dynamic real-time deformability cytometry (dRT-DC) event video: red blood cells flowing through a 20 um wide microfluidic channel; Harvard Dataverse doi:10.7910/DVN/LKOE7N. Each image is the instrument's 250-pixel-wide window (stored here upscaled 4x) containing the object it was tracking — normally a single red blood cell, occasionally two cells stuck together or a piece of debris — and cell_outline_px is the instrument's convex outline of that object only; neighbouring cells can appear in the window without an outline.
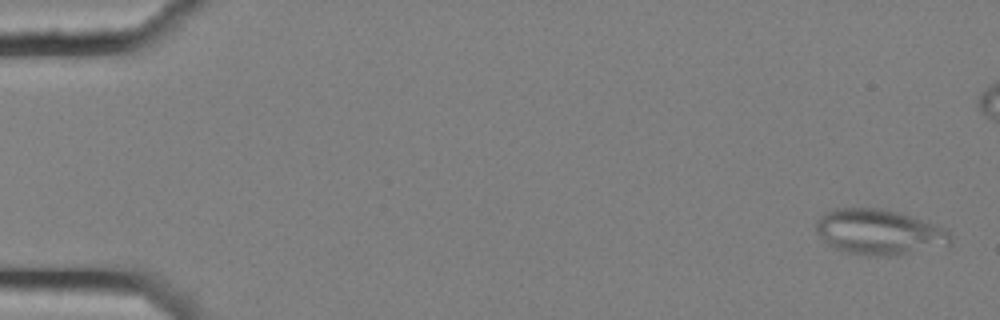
{"species": "common noctule bat (a hibernating species)", "species_latin": "Nyctalus noctula", "temperature_condition": "cold", "stored_images_in_passage": 57, "segment_of_instrument_passage": [1, 2], "camera_frame_rate_fps": 3000, "um_per_image_px": 0.085, "animal": {"sex": "female", "body_mass_g": 25.1}, "frame": {"image": 1, "passage_image": 2, "time_ms": 0.333, "image_size_px": [1000, 320], "cell_outline_px": [[952, 244], [888, 256], [880, 256], [848, 252], [836, 248], [828, 244], [816, 232], [816, 220], [824, 212], [832, 208], [880, 208], [900, 212], [948, 228], [952, 240]], "centroid_in_image_um": [74.73, 19.69], "position_along_channel_um": 10.3, "area_um2": 35.49}}